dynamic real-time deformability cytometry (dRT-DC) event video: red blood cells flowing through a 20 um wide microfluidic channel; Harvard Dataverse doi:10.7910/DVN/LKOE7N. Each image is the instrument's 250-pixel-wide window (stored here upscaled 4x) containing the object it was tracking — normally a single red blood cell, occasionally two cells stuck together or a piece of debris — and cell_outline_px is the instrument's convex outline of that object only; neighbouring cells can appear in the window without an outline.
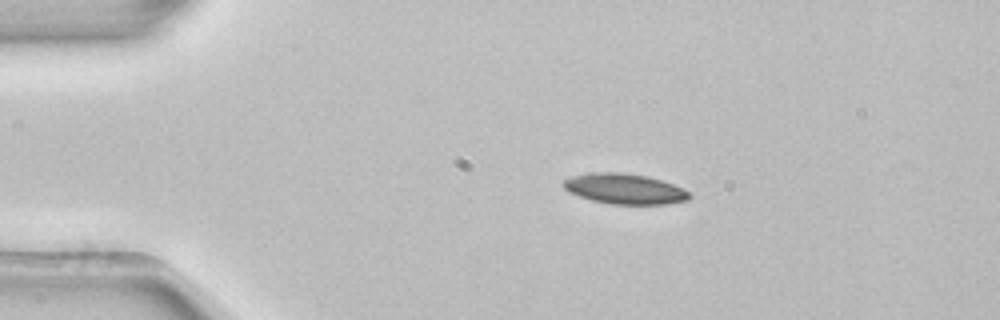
{"species": "common noctule bat (a hibernating species)", "species_latin": "Nyctalus noctula", "temperature_condition": "room temperature", "stored_images_in_passage": 3, "camera_frame_rate_fps": 3000, "um_per_image_px": 0.085, "animal": {"sex": "female", "body_mass_g": 22.7, "forearm_length_mm": 54.2}, "frame": {"image": 1, "passage_image": 1, "time_ms": 0.0, "image_size_px": [1000, 320], "cell_outline_px": [[692, 196], [688, 200], [664, 204], [612, 204], [592, 200], [568, 192], [560, 184], [564, 180], [572, 176], [592, 172], [620, 172], [648, 176], [684, 188]], "centroid_in_image_um": [53.07, 16.04], "position_along_channel_um": 31.9, "area_um2": 22.31}}
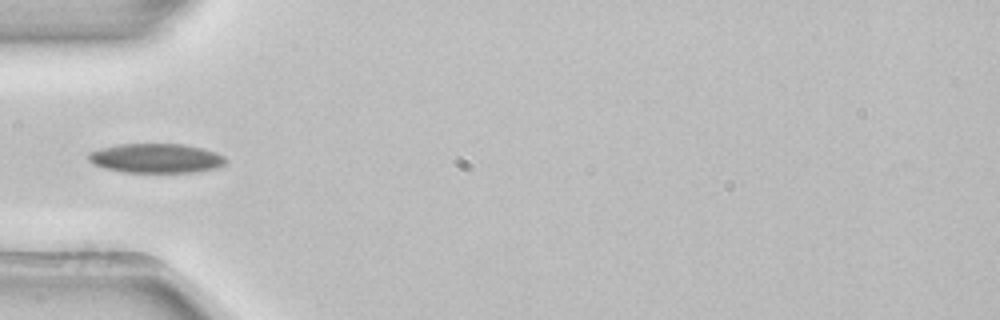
{"frame": {"image": 2, "passage_image": 3, "time_ms": 0.667, "image_size_px": [1000, 320], "cell_outline_px": [[228, 160], [224, 164], [216, 168], [192, 172], [124, 172], [104, 168], [92, 164], [88, 160], [88, 152], [100, 148], [120, 144], [184, 144], [216, 152], [224, 156]], "centroid_in_image_um": [13.24, 13.45], "position_along_channel_um": 71.8, "area_um2": 23.52}}